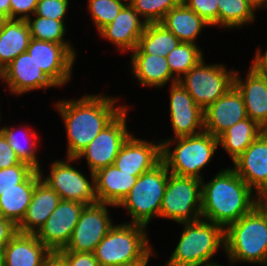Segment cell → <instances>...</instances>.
Wrapping results in <instances>:
<instances>
[{
  "label": "cell",
  "mask_w": 267,
  "mask_h": 266,
  "mask_svg": "<svg viewBox=\"0 0 267 266\" xmlns=\"http://www.w3.org/2000/svg\"><path fill=\"white\" fill-rule=\"evenodd\" d=\"M99 94L90 92L75 99L62 98L53 103V109L61 117L66 131L65 157L75 158L128 106L120 103L122 99L119 95Z\"/></svg>",
  "instance_id": "1"
},
{
  "label": "cell",
  "mask_w": 267,
  "mask_h": 266,
  "mask_svg": "<svg viewBox=\"0 0 267 266\" xmlns=\"http://www.w3.org/2000/svg\"><path fill=\"white\" fill-rule=\"evenodd\" d=\"M210 178L201 180L202 219L225 229L256 206V193L230 166Z\"/></svg>",
  "instance_id": "2"
},
{
  "label": "cell",
  "mask_w": 267,
  "mask_h": 266,
  "mask_svg": "<svg viewBox=\"0 0 267 266\" xmlns=\"http://www.w3.org/2000/svg\"><path fill=\"white\" fill-rule=\"evenodd\" d=\"M224 240L227 263L263 266L267 258V215L255 206L224 229Z\"/></svg>",
  "instance_id": "3"
},
{
  "label": "cell",
  "mask_w": 267,
  "mask_h": 266,
  "mask_svg": "<svg viewBox=\"0 0 267 266\" xmlns=\"http://www.w3.org/2000/svg\"><path fill=\"white\" fill-rule=\"evenodd\" d=\"M179 241L166 262L172 266H206L225 252L224 228L205 219L181 222Z\"/></svg>",
  "instance_id": "4"
},
{
  "label": "cell",
  "mask_w": 267,
  "mask_h": 266,
  "mask_svg": "<svg viewBox=\"0 0 267 266\" xmlns=\"http://www.w3.org/2000/svg\"><path fill=\"white\" fill-rule=\"evenodd\" d=\"M160 141L162 162L171 174L200 180L205 178L203 172L219 150L218 138L205 131Z\"/></svg>",
  "instance_id": "5"
},
{
  "label": "cell",
  "mask_w": 267,
  "mask_h": 266,
  "mask_svg": "<svg viewBox=\"0 0 267 266\" xmlns=\"http://www.w3.org/2000/svg\"><path fill=\"white\" fill-rule=\"evenodd\" d=\"M148 230L139 224L115 223L93 252L100 266L149 262L158 257Z\"/></svg>",
  "instance_id": "6"
},
{
  "label": "cell",
  "mask_w": 267,
  "mask_h": 266,
  "mask_svg": "<svg viewBox=\"0 0 267 266\" xmlns=\"http://www.w3.org/2000/svg\"><path fill=\"white\" fill-rule=\"evenodd\" d=\"M170 172L161 161L153 169L141 174L130 192L116 206L125 209L129 220L123 222L145 227L159 219L163 195Z\"/></svg>",
  "instance_id": "7"
},
{
  "label": "cell",
  "mask_w": 267,
  "mask_h": 266,
  "mask_svg": "<svg viewBox=\"0 0 267 266\" xmlns=\"http://www.w3.org/2000/svg\"><path fill=\"white\" fill-rule=\"evenodd\" d=\"M63 158L65 159L53 160L49 165L48 173L41 167L38 170L41 180L53 189L61 200L76 201L85 205L97 203L94 173L90 171H88L89 175L87 171L84 173L78 168L81 164L74 157Z\"/></svg>",
  "instance_id": "8"
},
{
  "label": "cell",
  "mask_w": 267,
  "mask_h": 266,
  "mask_svg": "<svg viewBox=\"0 0 267 266\" xmlns=\"http://www.w3.org/2000/svg\"><path fill=\"white\" fill-rule=\"evenodd\" d=\"M224 63H209L206 58L191 68L178 81L195 103L205 110L234 86L235 68Z\"/></svg>",
  "instance_id": "9"
},
{
  "label": "cell",
  "mask_w": 267,
  "mask_h": 266,
  "mask_svg": "<svg viewBox=\"0 0 267 266\" xmlns=\"http://www.w3.org/2000/svg\"><path fill=\"white\" fill-rule=\"evenodd\" d=\"M201 180L169 174L163 195L159 219L175 222H195L201 219Z\"/></svg>",
  "instance_id": "10"
},
{
  "label": "cell",
  "mask_w": 267,
  "mask_h": 266,
  "mask_svg": "<svg viewBox=\"0 0 267 266\" xmlns=\"http://www.w3.org/2000/svg\"><path fill=\"white\" fill-rule=\"evenodd\" d=\"M131 109L132 104L100 131L93 141L75 157L79 162L85 158L90 172L95 173L101 168L114 164L121 146L132 134L127 123Z\"/></svg>",
  "instance_id": "11"
},
{
  "label": "cell",
  "mask_w": 267,
  "mask_h": 266,
  "mask_svg": "<svg viewBox=\"0 0 267 266\" xmlns=\"http://www.w3.org/2000/svg\"><path fill=\"white\" fill-rule=\"evenodd\" d=\"M110 208L113 210L116 206L100 202L86 205L73 229L69 243L59 251L93 253L116 223L112 220Z\"/></svg>",
  "instance_id": "12"
},
{
  "label": "cell",
  "mask_w": 267,
  "mask_h": 266,
  "mask_svg": "<svg viewBox=\"0 0 267 266\" xmlns=\"http://www.w3.org/2000/svg\"><path fill=\"white\" fill-rule=\"evenodd\" d=\"M77 49L73 44H57L50 41L30 39L27 52L45 75L60 89L73 77Z\"/></svg>",
  "instance_id": "13"
},
{
  "label": "cell",
  "mask_w": 267,
  "mask_h": 266,
  "mask_svg": "<svg viewBox=\"0 0 267 266\" xmlns=\"http://www.w3.org/2000/svg\"><path fill=\"white\" fill-rule=\"evenodd\" d=\"M169 121L173 136L159 140H170L177 137L193 136L204 132V110L195 103L179 81L169 84Z\"/></svg>",
  "instance_id": "14"
},
{
  "label": "cell",
  "mask_w": 267,
  "mask_h": 266,
  "mask_svg": "<svg viewBox=\"0 0 267 266\" xmlns=\"http://www.w3.org/2000/svg\"><path fill=\"white\" fill-rule=\"evenodd\" d=\"M1 85L11 96H22L33 91L58 88L26 51L19 54L0 72Z\"/></svg>",
  "instance_id": "15"
},
{
  "label": "cell",
  "mask_w": 267,
  "mask_h": 266,
  "mask_svg": "<svg viewBox=\"0 0 267 266\" xmlns=\"http://www.w3.org/2000/svg\"><path fill=\"white\" fill-rule=\"evenodd\" d=\"M85 206L76 201L61 200L35 234L37 239L53 254L64 249L71 239L73 229Z\"/></svg>",
  "instance_id": "16"
},
{
  "label": "cell",
  "mask_w": 267,
  "mask_h": 266,
  "mask_svg": "<svg viewBox=\"0 0 267 266\" xmlns=\"http://www.w3.org/2000/svg\"><path fill=\"white\" fill-rule=\"evenodd\" d=\"M133 132L121 146L114 165L121 171L140 176L162 161L161 141L138 138Z\"/></svg>",
  "instance_id": "17"
},
{
  "label": "cell",
  "mask_w": 267,
  "mask_h": 266,
  "mask_svg": "<svg viewBox=\"0 0 267 266\" xmlns=\"http://www.w3.org/2000/svg\"><path fill=\"white\" fill-rule=\"evenodd\" d=\"M146 25L147 22L127 2L115 19L97 35L111 43L119 54H130L138 46Z\"/></svg>",
  "instance_id": "18"
},
{
  "label": "cell",
  "mask_w": 267,
  "mask_h": 266,
  "mask_svg": "<svg viewBox=\"0 0 267 266\" xmlns=\"http://www.w3.org/2000/svg\"><path fill=\"white\" fill-rule=\"evenodd\" d=\"M247 117L243 98L233 86L204 110V131L218 138L227 129Z\"/></svg>",
  "instance_id": "19"
},
{
  "label": "cell",
  "mask_w": 267,
  "mask_h": 266,
  "mask_svg": "<svg viewBox=\"0 0 267 266\" xmlns=\"http://www.w3.org/2000/svg\"><path fill=\"white\" fill-rule=\"evenodd\" d=\"M247 70L244 77L236 69L234 87L243 98L248 117L267 130V77L250 65Z\"/></svg>",
  "instance_id": "20"
},
{
  "label": "cell",
  "mask_w": 267,
  "mask_h": 266,
  "mask_svg": "<svg viewBox=\"0 0 267 266\" xmlns=\"http://www.w3.org/2000/svg\"><path fill=\"white\" fill-rule=\"evenodd\" d=\"M255 192L267 185V130H264L230 166Z\"/></svg>",
  "instance_id": "21"
},
{
  "label": "cell",
  "mask_w": 267,
  "mask_h": 266,
  "mask_svg": "<svg viewBox=\"0 0 267 266\" xmlns=\"http://www.w3.org/2000/svg\"><path fill=\"white\" fill-rule=\"evenodd\" d=\"M129 72L142 89H164L169 84L178 80L171 74L169 64L165 56L150 54H129ZM170 82V83H169ZM156 88V89H155Z\"/></svg>",
  "instance_id": "22"
},
{
  "label": "cell",
  "mask_w": 267,
  "mask_h": 266,
  "mask_svg": "<svg viewBox=\"0 0 267 266\" xmlns=\"http://www.w3.org/2000/svg\"><path fill=\"white\" fill-rule=\"evenodd\" d=\"M4 266H45L53 253L35 234H17L4 246Z\"/></svg>",
  "instance_id": "23"
},
{
  "label": "cell",
  "mask_w": 267,
  "mask_h": 266,
  "mask_svg": "<svg viewBox=\"0 0 267 266\" xmlns=\"http://www.w3.org/2000/svg\"><path fill=\"white\" fill-rule=\"evenodd\" d=\"M61 201L60 196L41 179L36 183L31 202L17 230L36 234Z\"/></svg>",
  "instance_id": "24"
},
{
  "label": "cell",
  "mask_w": 267,
  "mask_h": 266,
  "mask_svg": "<svg viewBox=\"0 0 267 266\" xmlns=\"http://www.w3.org/2000/svg\"><path fill=\"white\" fill-rule=\"evenodd\" d=\"M139 176L119 170L114 164L94 173L98 202L117 206L130 192Z\"/></svg>",
  "instance_id": "25"
},
{
  "label": "cell",
  "mask_w": 267,
  "mask_h": 266,
  "mask_svg": "<svg viewBox=\"0 0 267 266\" xmlns=\"http://www.w3.org/2000/svg\"><path fill=\"white\" fill-rule=\"evenodd\" d=\"M160 23L181 42L197 45L201 33L212 27L193 10H190L183 1L169 10Z\"/></svg>",
  "instance_id": "26"
},
{
  "label": "cell",
  "mask_w": 267,
  "mask_h": 266,
  "mask_svg": "<svg viewBox=\"0 0 267 266\" xmlns=\"http://www.w3.org/2000/svg\"><path fill=\"white\" fill-rule=\"evenodd\" d=\"M1 124L2 126H0V128L2 135L13 148L19 160L29 164L35 170H39L43 167L42 162H40L41 159H39L40 156H37L39 151H41L40 148L42 147V144L40 145V140L43 137L39 136V133L36 132L35 128L28 124H19L16 127L14 125L9 126L8 124Z\"/></svg>",
  "instance_id": "27"
},
{
  "label": "cell",
  "mask_w": 267,
  "mask_h": 266,
  "mask_svg": "<svg viewBox=\"0 0 267 266\" xmlns=\"http://www.w3.org/2000/svg\"><path fill=\"white\" fill-rule=\"evenodd\" d=\"M30 39L26 20L0 19V72L27 51Z\"/></svg>",
  "instance_id": "28"
},
{
  "label": "cell",
  "mask_w": 267,
  "mask_h": 266,
  "mask_svg": "<svg viewBox=\"0 0 267 266\" xmlns=\"http://www.w3.org/2000/svg\"><path fill=\"white\" fill-rule=\"evenodd\" d=\"M40 179L39 171L34 170L22 183L0 195V216L18 226L26 214L35 185Z\"/></svg>",
  "instance_id": "29"
},
{
  "label": "cell",
  "mask_w": 267,
  "mask_h": 266,
  "mask_svg": "<svg viewBox=\"0 0 267 266\" xmlns=\"http://www.w3.org/2000/svg\"><path fill=\"white\" fill-rule=\"evenodd\" d=\"M263 131L255 121L247 117L218 137L219 148L223 149L233 162Z\"/></svg>",
  "instance_id": "30"
},
{
  "label": "cell",
  "mask_w": 267,
  "mask_h": 266,
  "mask_svg": "<svg viewBox=\"0 0 267 266\" xmlns=\"http://www.w3.org/2000/svg\"><path fill=\"white\" fill-rule=\"evenodd\" d=\"M181 41L161 23H147L138 46L131 54L167 56Z\"/></svg>",
  "instance_id": "31"
},
{
  "label": "cell",
  "mask_w": 267,
  "mask_h": 266,
  "mask_svg": "<svg viewBox=\"0 0 267 266\" xmlns=\"http://www.w3.org/2000/svg\"><path fill=\"white\" fill-rule=\"evenodd\" d=\"M218 26L225 30H242L256 21V11L244 0H218Z\"/></svg>",
  "instance_id": "32"
},
{
  "label": "cell",
  "mask_w": 267,
  "mask_h": 266,
  "mask_svg": "<svg viewBox=\"0 0 267 266\" xmlns=\"http://www.w3.org/2000/svg\"><path fill=\"white\" fill-rule=\"evenodd\" d=\"M200 47L197 44L181 42L168 53L166 60L169 64L171 74L177 80L182 78L205 57L204 50Z\"/></svg>",
  "instance_id": "33"
},
{
  "label": "cell",
  "mask_w": 267,
  "mask_h": 266,
  "mask_svg": "<svg viewBox=\"0 0 267 266\" xmlns=\"http://www.w3.org/2000/svg\"><path fill=\"white\" fill-rule=\"evenodd\" d=\"M31 38L50 41L57 44H72L67 36V24L64 21L54 20L41 16H30L26 20Z\"/></svg>",
  "instance_id": "34"
},
{
  "label": "cell",
  "mask_w": 267,
  "mask_h": 266,
  "mask_svg": "<svg viewBox=\"0 0 267 266\" xmlns=\"http://www.w3.org/2000/svg\"><path fill=\"white\" fill-rule=\"evenodd\" d=\"M128 0H87V12L92 25L99 32L110 24Z\"/></svg>",
  "instance_id": "35"
},
{
  "label": "cell",
  "mask_w": 267,
  "mask_h": 266,
  "mask_svg": "<svg viewBox=\"0 0 267 266\" xmlns=\"http://www.w3.org/2000/svg\"><path fill=\"white\" fill-rule=\"evenodd\" d=\"M182 0H128V3L147 23H160L166 13Z\"/></svg>",
  "instance_id": "36"
},
{
  "label": "cell",
  "mask_w": 267,
  "mask_h": 266,
  "mask_svg": "<svg viewBox=\"0 0 267 266\" xmlns=\"http://www.w3.org/2000/svg\"><path fill=\"white\" fill-rule=\"evenodd\" d=\"M35 169L27 163L0 169V195L22 183Z\"/></svg>",
  "instance_id": "37"
},
{
  "label": "cell",
  "mask_w": 267,
  "mask_h": 266,
  "mask_svg": "<svg viewBox=\"0 0 267 266\" xmlns=\"http://www.w3.org/2000/svg\"><path fill=\"white\" fill-rule=\"evenodd\" d=\"M70 0H38L35 11L36 16L51 18L54 20H67L70 11Z\"/></svg>",
  "instance_id": "38"
},
{
  "label": "cell",
  "mask_w": 267,
  "mask_h": 266,
  "mask_svg": "<svg viewBox=\"0 0 267 266\" xmlns=\"http://www.w3.org/2000/svg\"><path fill=\"white\" fill-rule=\"evenodd\" d=\"M185 5L212 27H218V0H182Z\"/></svg>",
  "instance_id": "39"
},
{
  "label": "cell",
  "mask_w": 267,
  "mask_h": 266,
  "mask_svg": "<svg viewBox=\"0 0 267 266\" xmlns=\"http://www.w3.org/2000/svg\"><path fill=\"white\" fill-rule=\"evenodd\" d=\"M53 256L63 266H100L94 253L57 251Z\"/></svg>",
  "instance_id": "40"
},
{
  "label": "cell",
  "mask_w": 267,
  "mask_h": 266,
  "mask_svg": "<svg viewBox=\"0 0 267 266\" xmlns=\"http://www.w3.org/2000/svg\"><path fill=\"white\" fill-rule=\"evenodd\" d=\"M38 0H10V19L27 20L33 16Z\"/></svg>",
  "instance_id": "41"
},
{
  "label": "cell",
  "mask_w": 267,
  "mask_h": 266,
  "mask_svg": "<svg viewBox=\"0 0 267 266\" xmlns=\"http://www.w3.org/2000/svg\"><path fill=\"white\" fill-rule=\"evenodd\" d=\"M21 163L6 138L0 135V169L8 168Z\"/></svg>",
  "instance_id": "42"
},
{
  "label": "cell",
  "mask_w": 267,
  "mask_h": 266,
  "mask_svg": "<svg viewBox=\"0 0 267 266\" xmlns=\"http://www.w3.org/2000/svg\"><path fill=\"white\" fill-rule=\"evenodd\" d=\"M17 225L0 216V250L17 234Z\"/></svg>",
  "instance_id": "43"
},
{
  "label": "cell",
  "mask_w": 267,
  "mask_h": 266,
  "mask_svg": "<svg viewBox=\"0 0 267 266\" xmlns=\"http://www.w3.org/2000/svg\"><path fill=\"white\" fill-rule=\"evenodd\" d=\"M267 46V45H266ZM264 47L261 49V46L256 47L254 58L252 59L253 67L259 74L267 77V48L263 51Z\"/></svg>",
  "instance_id": "44"
},
{
  "label": "cell",
  "mask_w": 267,
  "mask_h": 266,
  "mask_svg": "<svg viewBox=\"0 0 267 266\" xmlns=\"http://www.w3.org/2000/svg\"><path fill=\"white\" fill-rule=\"evenodd\" d=\"M256 206L267 215V185L256 193Z\"/></svg>",
  "instance_id": "45"
},
{
  "label": "cell",
  "mask_w": 267,
  "mask_h": 266,
  "mask_svg": "<svg viewBox=\"0 0 267 266\" xmlns=\"http://www.w3.org/2000/svg\"><path fill=\"white\" fill-rule=\"evenodd\" d=\"M10 0H0V19H10Z\"/></svg>",
  "instance_id": "46"
},
{
  "label": "cell",
  "mask_w": 267,
  "mask_h": 266,
  "mask_svg": "<svg viewBox=\"0 0 267 266\" xmlns=\"http://www.w3.org/2000/svg\"><path fill=\"white\" fill-rule=\"evenodd\" d=\"M244 1L250 4L256 12L267 9V0H244Z\"/></svg>",
  "instance_id": "47"
},
{
  "label": "cell",
  "mask_w": 267,
  "mask_h": 266,
  "mask_svg": "<svg viewBox=\"0 0 267 266\" xmlns=\"http://www.w3.org/2000/svg\"><path fill=\"white\" fill-rule=\"evenodd\" d=\"M149 262H131V263H124L116 266H148Z\"/></svg>",
  "instance_id": "48"
},
{
  "label": "cell",
  "mask_w": 267,
  "mask_h": 266,
  "mask_svg": "<svg viewBox=\"0 0 267 266\" xmlns=\"http://www.w3.org/2000/svg\"><path fill=\"white\" fill-rule=\"evenodd\" d=\"M45 266H63L54 256L45 264Z\"/></svg>",
  "instance_id": "49"
},
{
  "label": "cell",
  "mask_w": 267,
  "mask_h": 266,
  "mask_svg": "<svg viewBox=\"0 0 267 266\" xmlns=\"http://www.w3.org/2000/svg\"><path fill=\"white\" fill-rule=\"evenodd\" d=\"M0 266H4L3 251L2 250H0Z\"/></svg>",
  "instance_id": "50"
},
{
  "label": "cell",
  "mask_w": 267,
  "mask_h": 266,
  "mask_svg": "<svg viewBox=\"0 0 267 266\" xmlns=\"http://www.w3.org/2000/svg\"><path fill=\"white\" fill-rule=\"evenodd\" d=\"M220 262H216V263H212V264H208V265H206V266H224V263H223V265L220 263Z\"/></svg>",
  "instance_id": "51"
},
{
  "label": "cell",
  "mask_w": 267,
  "mask_h": 266,
  "mask_svg": "<svg viewBox=\"0 0 267 266\" xmlns=\"http://www.w3.org/2000/svg\"><path fill=\"white\" fill-rule=\"evenodd\" d=\"M0 109H1V108H0ZM2 115H3V114H2L1 111H0V126H1V121H3V120H2Z\"/></svg>",
  "instance_id": "52"
},
{
  "label": "cell",
  "mask_w": 267,
  "mask_h": 266,
  "mask_svg": "<svg viewBox=\"0 0 267 266\" xmlns=\"http://www.w3.org/2000/svg\"><path fill=\"white\" fill-rule=\"evenodd\" d=\"M163 266H172V265H169L167 262H163Z\"/></svg>",
  "instance_id": "53"
},
{
  "label": "cell",
  "mask_w": 267,
  "mask_h": 266,
  "mask_svg": "<svg viewBox=\"0 0 267 266\" xmlns=\"http://www.w3.org/2000/svg\"><path fill=\"white\" fill-rule=\"evenodd\" d=\"M263 266H267V258H266L265 263L263 264Z\"/></svg>",
  "instance_id": "54"
}]
</instances>
